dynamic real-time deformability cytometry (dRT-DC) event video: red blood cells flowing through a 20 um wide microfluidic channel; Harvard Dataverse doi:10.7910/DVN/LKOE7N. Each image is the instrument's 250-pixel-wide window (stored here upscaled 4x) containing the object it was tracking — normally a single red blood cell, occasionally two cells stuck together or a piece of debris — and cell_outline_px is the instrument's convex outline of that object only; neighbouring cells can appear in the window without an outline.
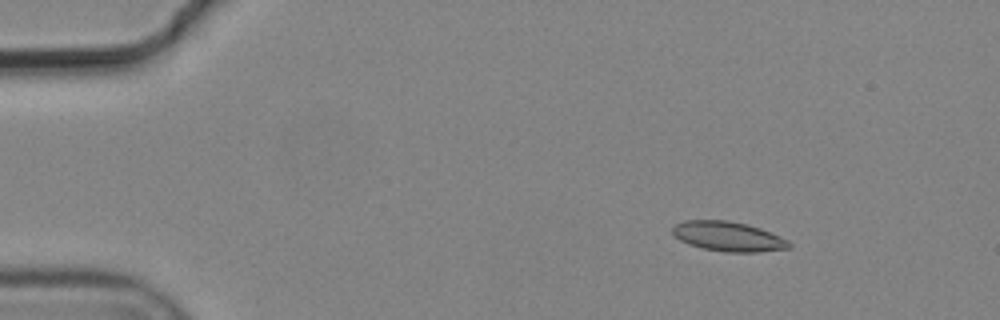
{"species": "common noctule bat (a hibernating species)", "species_latin": "Nyctalus noctula", "temperature_condition": "cold", "stored_images_in_passage": 6, "camera_frame_rate_fps": 3000, "um_per_image_px": 0.085, "animal": {"sex": "male", "body_mass_g": 19.2, "forearm_length_mm": 51.8}, "frame": {"image": 1, "passage_image": 3, "time_ms": 0.667, "image_size_px": [1000, 320], "cell_outline_px": [[792, 248], [760, 252], [724, 252], [704, 248], [688, 244], [680, 240], [672, 232], [672, 228], [676, 224], [684, 220], [728, 220], [748, 224], [760, 228], [788, 240], [792, 244]], "centroid_in_image_um": [61.92, 20.1], "position_along_channel_um": 23.1, "area_um2": 20.23}}
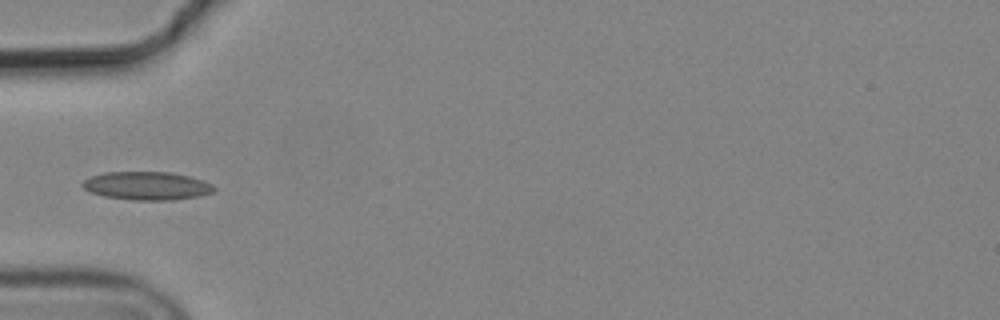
{"frame": {"image": 2, "passage_image": 6, "time_ms": 1.667, "image_size_px": [1000, 320], "cell_outline_px": [[216, 188], [212, 192], [200, 196], [172, 200], [136, 200], [104, 196], [92, 192], [84, 188], [80, 184], [88, 176], [104, 172], [172, 172], [204, 180], [212, 184]], "centroid_in_image_um": [12.48, 15.78], "position_along_channel_um": 72.5, "area_um2": 21.73}}